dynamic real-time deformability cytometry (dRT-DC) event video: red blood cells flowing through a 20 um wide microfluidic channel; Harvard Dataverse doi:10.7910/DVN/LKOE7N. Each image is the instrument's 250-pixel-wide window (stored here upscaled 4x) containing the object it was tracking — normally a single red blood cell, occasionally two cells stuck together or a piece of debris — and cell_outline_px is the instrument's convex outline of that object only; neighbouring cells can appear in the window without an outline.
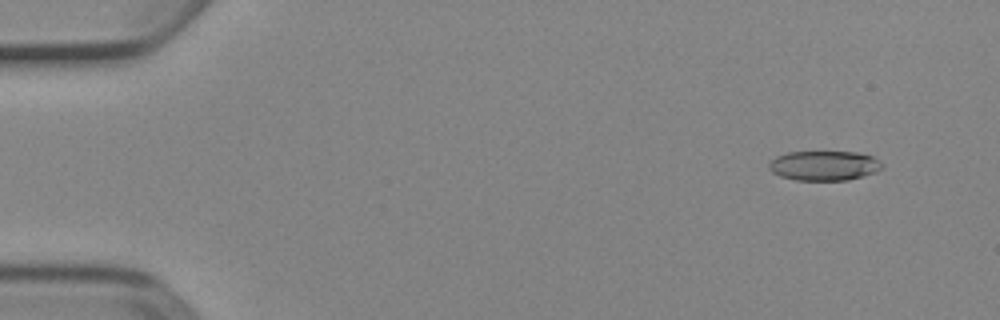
{"species": "Egyptian fruit bat (a non-hibernating species)", "species_latin": "Rousettus aegyptiacus", "temperature_condition": "cold", "stored_images_in_passage": 53, "camera_frame_rate_fps": 3000, "um_per_image_px": 0.085, "animal": {"sex": "female"}, "frame": {"image": 1, "passage_image": 5, "time_ms": 1.333, "image_size_px": [1000, 320], "cell_outline_px": [[884, 168], [876, 172], [864, 176], [848, 180], [796, 180], [780, 176], [772, 172], [768, 168], [768, 164], [776, 156], [788, 152], [856, 152], [872, 156], [884, 164]], "centroid_in_image_um": [70.07, 14.08], "position_along_channel_um": 14.9, "area_um2": 19.71}}
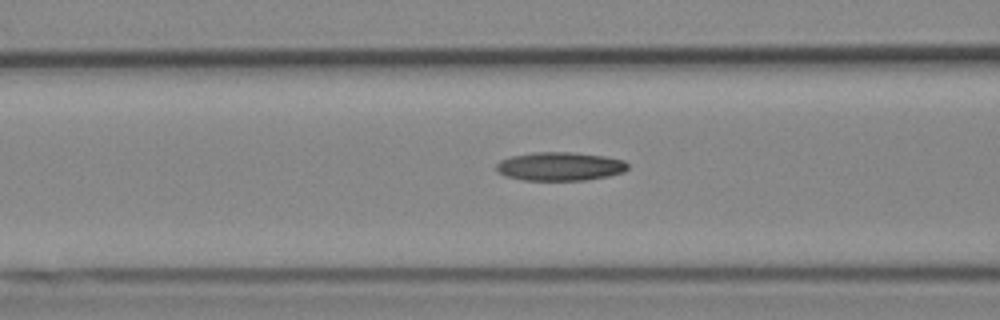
{"frame": {"image": 2, "passage_image": 22, "time_ms": 7.0, "image_size_px": [1000, 320], "cell_outline_px": [[628, 168], [624, 172], [608, 176], [584, 180], [524, 180], [504, 176], [496, 172], [496, 164], [500, 160], [512, 156], [536, 152], [572, 152], [604, 156], [624, 160], [628, 164]], "centroid_in_image_um": [47.58, 14.14], "position_along_channel_um": 119.0, "area_um2": 21.96}}
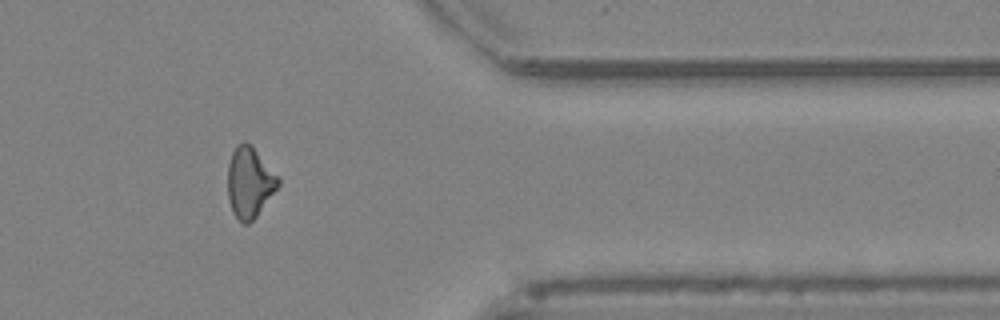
{"frame": {"image": 3, "passage_image": 44, "time_ms": 14.333, "image_size_px": [1000, 320], "cell_outline_px": [[280, 184], [256, 216], [248, 224], [244, 224], [232, 212], [228, 200], [228, 164], [232, 152], [236, 144], [244, 140], [252, 144], [280, 180]], "centroid_in_image_um": [21.19, 15.47], "position_along_channel_um": 390.2, "area_um2": 20.69}, "authors_computed_cell_mechanics": {"area_um2": 20.7502, "velocity_mm_per_s": 3.9201, "shape_relaxation_time_tau1_ms": null, "shape_relaxation_time_tau2_ms": 7.0492, "deformation_change_tau1": null, "deformation_change_tau2": 0.1749}}